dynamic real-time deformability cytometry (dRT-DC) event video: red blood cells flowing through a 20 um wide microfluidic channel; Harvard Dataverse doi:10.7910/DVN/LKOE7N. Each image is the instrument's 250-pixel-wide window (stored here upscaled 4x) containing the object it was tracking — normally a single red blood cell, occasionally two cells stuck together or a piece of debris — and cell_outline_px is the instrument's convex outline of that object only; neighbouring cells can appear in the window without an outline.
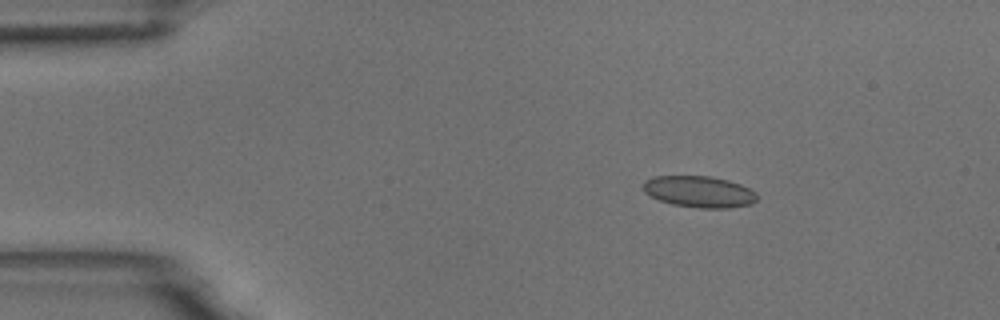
{"species": "common noctule bat (a hibernating species)", "species_latin": "Nyctalus noctula", "temperature_condition": "room temperature", "stored_images_in_passage": 47, "camera_frame_rate_fps": 3000, "um_per_image_px": 0.085, "animal": {"sex": "male", "body_mass_g": 18.8}, "frame": {"image": 1, "passage_image": 1, "time_ms": 0.0, "image_size_px": [1000, 320], "cell_outline_px": [[756, 200], [752, 204], [728, 208], [700, 208], [672, 204], [660, 200], [644, 192], [644, 180], [652, 176], [708, 176], [728, 180], [740, 184], [756, 192]], "centroid_in_image_um": [59.43, 16.29], "position_along_channel_um": 25.6, "area_um2": 20.75}}
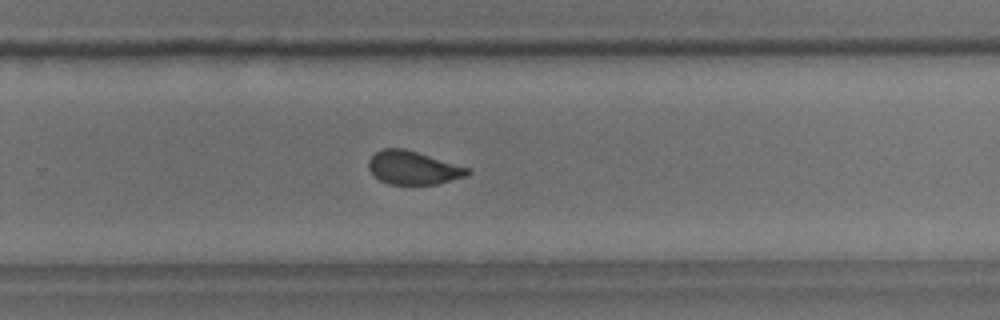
{"frame": {"image": 2, "passage_image": 28, "time_ms": 9.0, "image_size_px": [1000, 320], "cell_outline_px": [[472, 172], [468, 176], [436, 184], [388, 184], [380, 180], [368, 168], [368, 160], [376, 152], [384, 148], [404, 148], [468, 168]], "centroid_in_image_um": [35.11, 14.26], "position_along_channel_um": 294.7, "area_um2": 19.02}}
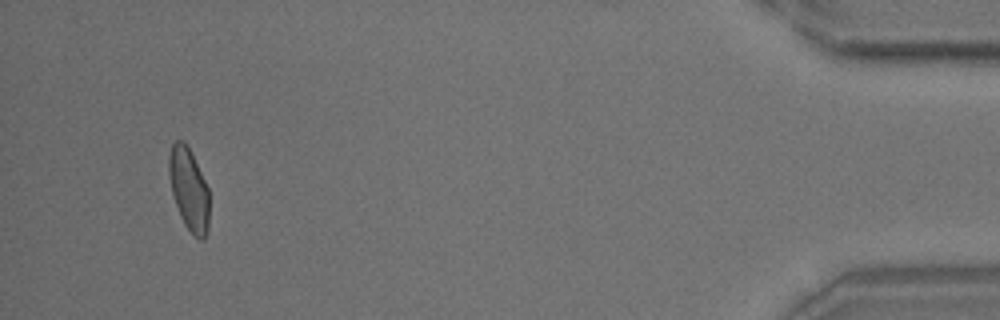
{"frame": {"image": 3, "passage_image": 44, "time_ms": 14.333, "image_size_px": [1000, 320], "cell_outline_px": [[208, 228], [204, 240], [200, 240], [184, 224], [180, 216], [172, 192], [168, 172], [168, 156], [172, 144], [176, 140], [184, 140], [192, 152], [208, 188]], "centroid_in_image_um": [16.04, 16.04], "position_along_channel_um": 419.2, "area_um2": 19.31}, "authors_computed_cell_mechanics": {"area_um2": 19.941, "velocity_mm_per_s": 3.7125, "shape_relaxation_time_tau1_ms": 5.8147, "shape_relaxation_time_tau2_ms": 0.8675, "deformation_change_tau1": 0.1193, "deformation_change_tau2": 0.0519}}